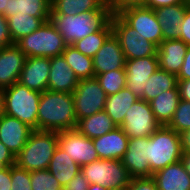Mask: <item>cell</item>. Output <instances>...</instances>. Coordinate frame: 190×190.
I'll return each instance as SVG.
<instances>
[{
    "label": "cell",
    "instance_id": "cell-1",
    "mask_svg": "<svg viewBox=\"0 0 190 190\" xmlns=\"http://www.w3.org/2000/svg\"><path fill=\"white\" fill-rule=\"evenodd\" d=\"M77 119L72 93L46 90L41 93L37 112V130L76 129Z\"/></svg>",
    "mask_w": 190,
    "mask_h": 190
},
{
    "label": "cell",
    "instance_id": "cell-2",
    "mask_svg": "<svg viewBox=\"0 0 190 190\" xmlns=\"http://www.w3.org/2000/svg\"><path fill=\"white\" fill-rule=\"evenodd\" d=\"M112 18L107 5L100 10L87 11L76 15H50L49 20L63 36L67 45H72L87 35L103 29Z\"/></svg>",
    "mask_w": 190,
    "mask_h": 190
},
{
    "label": "cell",
    "instance_id": "cell-3",
    "mask_svg": "<svg viewBox=\"0 0 190 190\" xmlns=\"http://www.w3.org/2000/svg\"><path fill=\"white\" fill-rule=\"evenodd\" d=\"M57 146L58 132L33 130L16 156V165L29 172L48 169Z\"/></svg>",
    "mask_w": 190,
    "mask_h": 190
},
{
    "label": "cell",
    "instance_id": "cell-4",
    "mask_svg": "<svg viewBox=\"0 0 190 190\" xmlns=\"http://www.w3.org/2000/svg\"><path fill=\"white\" fill-rule=\"evenodd\" d=\"M179 134L167 126H160L153 135L148 137V162L150 177L182 159Z\"/></svg>",
    "mask_w": 190,
    "mask_h": 190
},
{
    "label": "cell",
    "instance_id": "cell-5",
    "mask_svg": "<svg viewBox=\"0 0 190 190\" xmlns=\"http://www.w3.org/2000/svg\"><path fill=\"white\" fill-rule=\"evenodd\" d=\"M41 93L20 82L4 89V114L17 118L37 130V112Z\"/></svg>",
    "mask_w": 190,
    "mask_h": 190
},
{
    "label": "cell",
    "instance_id": "cell-6",
    "mask_svg": "<svg viewBox=\"0 0 190 190\" xmlns=\"http://www.w3.org/2000/svg\"><path fill=\"white\" fill-rule=\"evenodd\" d=\"M26 57H48L62 55L67 44L51 21L44 22L37 30L15 43Z\"/></svg>",
    "mask_w": 190,
    "mask_h": 190
},
{
    "label": "cell",
    "instance_id": "cell-7",
    "mask_svg": "<svg viewBox=\"0 0 190 190\" xmlns=\"http://www.w3.org/2000/svg\"><path fill=\"white\" fill-rule=\"evenodd\" d=\"M89 184H99L108 189L120 188L129 185L131 177L121 160L98 159L81 166Z\"/></svg>",
    "mask_w": 190,
    "mask_h": 190
},
{
    "label": "cell",
    "instance_id": "cell-8",
    "mask_svg": "<svg viewBox=\"0 0 190 190\" xmlns=\"http://www.w3.org/2000/svg\"><path fill=\"white\" fill-rule=\"evenodd\" d=\"M112 33L119 40L126 60L157 56V46L140 37L139 32L129 26L119 15H112Z\"/></svg>",
    "mask_w": 190,
    "mask_h": 190
},
{
    "label": "cell",
    "instance_id": "cell-9",
    "mask_svg": "<svg viewBox=\"0 0 190 190\" xmlns=\"http://www.w3.org/2000/svg\"><path fill=\"white\" fill-rule=\"evenodd\" d=\"M72 96L77 121L105 108L107 95L96 77L79 79Z\"/></svg>",
    "mask_w": 190,
    "mask_h": 190
},
{
    "label": "cell",
    "instance_id": "cell-10",
    "mask_svg": "<svg viewBox=\"0 0 190 190\" xmlns=\"http://www.w3.org/2000/svg\"><path fill=\"white\" fill-rule=\"evenodd\" d=\"M161 125L155 119L150 103L137 99L125 113L120 125L129 138L150 137Z\"/></svg>",
    "mask_w": 190,
    "mask_h": 190
},
{
    "label": "cell",
    "instance_id": "cell-11",
    "mask_svg": "<svg viewBox=\"0 0 190 190\" xmlns=\"http://www.w3.org/2000/svg\"><path fill=\"white\" fill-rule=\"evenodd\" d=\"M129 26L139 32L140 37L151 41L157 47L163 41L161 25L153 9L131 7L118 14Z\"/></svg>",
    "mask_w": 190,
    "mask_h": 190
},
{
    "label": "cell",
    "instance_id": "cell-12",
    "mask_svg": "<svg viewBox=\"0 0 190 190\" xmlns=\"http://www.w3.org/2000/svg\"><path fill=\"white\" fill-rule=\"evenodd\" d=\"M58 147L80 167L99 159L93 139L79 133L76 129L58 132Z\"/></svg>",
    "mask_w": 190,
    "mask_h": 190
},
{
    "label": "cell",
    "instance_id": "cell-13",
    "mask_svg": "<svg viewBox=\"0 0 190 190\" xmlns=\"http://www.w3.org/2000/svg\"><path fill=\"white\" fill-rule=\"evenodd\" d=\"M126 87L139 99L144 94L147 81L159 68L157 56L126 60Z\"/></svg>",
    "mask_w": 190,
    "mask_h": 190
},
{
    "label": "cell",
    "instance_id": "cell-14",
    "mask_svg": "<svg viewBox=\"0 0 190 190\" xmlns=\"http://www.w3.org/2000/svg\"><path fill=\"white\" fill-rule=\"evenodd\" d=\"M121 161L131 178L150 177L148 137L129 138L127 151Z\"/></svg>",
    "mask_w": 190,
    "mask_h": 190
},
{
    "label": "cell",
    "instance_id": "cell-15",
    "mask_svg": "<svg viewBox=\"0 0 190 190\" xmlns=\"http://www.w3.org/2000/svg\"><path fill=\"white\" fill-rule=\"evenodd\" d=\"M32 131V128L17 118L6 114L0 116V141L15 157L26 145Z\"/></svg>",
    "mask_w": 190,
    "mask_h": 190
},
{
    "label": "cell",
    "instance_id": "cell-16",
    "mask_svg": "<svg viewBox=\"0 0 190 190\" xmlns=\"http://www.w3.org/2000/svg\"><path fill=\"white\" fill-rule=\"evenodd\" d=\"M95 76L115 69H125L126 58L119 40L112 33L92 57Z\"/></svg>",
    "mask_w": 190,
    "mask_h": 190
},
{
    "label": "cell",
    "instance_id": "cell-17",
    "mask_svg": "<svg viewBox=\"0 0 190 190\" xmlns=\"http://www.w3.org/2000/svg\"><path fill=\"white\" fill-rule=\"evenodd\" d=\"M50 73V58L27 57L19 81L30 90L40 93L47 90Z\"/></svg>",
    "mask_w": 190,
    "mask_h": 190
},
{
    "label": "cell",
    "instance_id": "cell-18",
    "mask_svg": "<svg viewBox=\"0 0 190 190\" xmlns=\"http://www.w3.org/2000/svg\"><path fill=\"white\" fill-rule=\"evenodd\" d=\"M26 55L14 43L0 50V88H7L19 81Z\"/></svg>",
    "mask_w": 190,
    "mask_h": 190
},
{
    "label": "cell",
    "instance_id": "cell-19",
    "mask_svg": "<svg viewBox=\"0 0 190 190\" xmlns=\"http://www.w3.org/2000/svg\"><path fill=\"white\" fill-rule=\"evenodd\" d=\"M79 79L67 64L63 55L50 58V73L47 90L73 93Z\"/></svg>",
    "mask_w": 190,
    "mask_h": 190
},
{
    "label": "cell",
    "instance_id": "cell-20",
    "mask_svg": "<svg viewBox=\"0 0 190 190\" xmlns=\"http://www.w3.org/2000/svg\"><path fill=\"white\" fill-rule=\"evenodd\" d=\"M129 137L120 126L110 132L93 138V144L99 159L121 160L127 151Z\"/></svg>",
    "mask_w": 190,
    "mask_h": 190
},
{
    "label": "cell",
    "instance_id": "cell-21",
    "mask_svg": "<svg viewBox=\"0 0 190 190\" xmlns=\"http://www.w3.org/2000/svg\"><path fill=\"white\" fill-rule=\"evenodd\" d=\"M188 45L180 39L162 41L157 48L159 68L176 76L181 70Z\"/></svg>",
    "mask_w": 190,
    "mask_h": 190
},
{
    "label": "cell",
    "instance_id": "cell-22",
    "mask_svg": "<svg viewBox=\"0 0 190 190\" xmlns=\"http://www.w3.org/2000/svg\"><path fill=\"white\" fill-rule=\"evenodd\" d=\"M152 178L158 190H190V175L181 160L155 172Z\"/></svg>",
    "mask_w": 190,
    "mask_h": 190
},
{
    "label": "cell",
    "instance_id": "cell-23",
    "mask_svg": "<svg viewBox=\"0 0 190 190\" xmlns=\"http://www.w3.org/2000/svg\"><path fill=\"white\" fill-rule=\"evenodd\" d=\"M190 4H177L154 9L161 25L163 41L180 38V24Z\"/></svg>",
    "mask_w": 190,
    "mask_h": 190
},
{
    "label": "cell",
    "instance_id": "cell-24",
    "mask_svg": "<svg viewBox=\"0 0 190 190\" xmlns=\"http://www.w3.org/2000/svg\"><path fill=\"white\" fill-rule=\"evenodd\" d=\"M179 89L176 85L173 89L164 91L149 101L155 119L161 126H167L180 102Z\"/></svg>",
    "mask_w": 190,
    "mask_h": 190
},
{
    "label": "cell",
    "instance_id": "cell-25",
    "mask_svg": "<svg viewBox=\"0 0 190 190\" xmlns=\"http://www.w3.org/2000/svg\"><path fill=\"white\" fill-rule=\"evenodd\" d=\"M48 171L64 187L81 171V167L69 157V154L57 146L51 158Z\"/></svg>",
    "mask_w": 190,
    "mask_h": 190
},
{
    "label": "cell",
    "instance_id": "cell-26",
    "mask_svg": "<svg viewBox=\"0 0 190 190\" xmlns=\"http://www.w3.org/2000/svg\"><path fill=\"white\" fill-rule=\"evenodd\" d=\"M116 127L117 125L112 121V118L105 110H102L78 120L76 130L84 136L93 139L103 136Z\"/></svg>",
    "mask_w": 190,
    "mask_h": 190
},
{
    "label": "cell",
    "instance_id": "cell-27",
    "mask_svg": "<svg viewBox=\"0 0 190 190\" xmlns=\"http://www.w3.org/2000/svg\"><path fill=\"white\" fill-rule=\"evenodd\" d=\"M137 99L139 98L125 87L119 92L107 96L104 110L112 118V121L120 126L125 119V113Z\"/></svg>",
    "mask_w": 190,
    "mask_h": 190
},
{
    "label": "cell",
    "instance_id": "cell-28",
    "mask_svg": "<svg viewBox=\"0 0 190 190\" xmlns=\"http://www.w3.org/2000/svg\"><path fill=\"white\" fill-rule=\"evenodd\" d=\"M51 0H8L4 16L28 14L38 18H50Z\"/></svg>",
    "mask_w": 190,
    "mask_h": 190
},
{
    "label": "cell",
    "instance_id": "cell-29",
    "mask_svg": "<svg viewBox=\"0 0 190 190\" xmlns=\"http://www.w3.org/2000/svg\"><path fill=\"white\" fill-rule=\"evenodd\" d=\"M105 5L104 0H51L50 15H76L100 10Z\"/></svg>",
    "mask_w": 190,
    "mask_h": 190
},
{
    "label": "cell",
    "instance_id": "cell-30",
    "mask_svg": "<svg viewBox=\"0 0 190 190\" xmlns=\"http://www.w3.org/2000/svg\"><path fill=\"white\" fill-rule=\"evenodd\" d=\"M49 18H38L28 14H13L7 23L13 43L37 30Z\"/></svg>",
    "mask_w": 190,
    "mask_h": 190
},
{
    "label": "cell",
    "instance_id": "cell-31",
    "mask_svg": "<svg viewBox=\"0 0 190 190\" xmlns=\"http://www.w3.org/2000/svg\"><path fill=\"white\" fill-rule=\"evenodd\" d=\"M62 55L78 79L95 77L92 57L82 54L73 45H67Z\"/></svg>",
    "mask_w": 190,
    "mask_h": 190
},
{
    "label": "cell",
    "instance_id": "cell-32",
    "mask_svg": "<svg viewBox=\"0 0 190 190\" xmlns=\"http://www.w3.org/2000/svg\"><path fill=\"white\" fill-rule=\"evenodd\" d=\"M177 85V76L158 68L149 78L141 99L149 102L164 91Z\"/></svg>",
    "mask_w": 190,
    "mask_h": 190
},
{
    "label": "cell",
    "instance_id": "cell-33",
    "mask_svg": "<svg viewBox=\"0 0 190 190\" xmlns=\"http://www.w3.org/2000/svg\"><path fill=\"white\" fill-rule=\"evenodd\" d=\"M112 34L111 21L103 28L95 31L72 45L82 54L93 57Z\"/></svg>",
    "mask_w": 190,
    "mask_h": 190
},
{
    "label": "cell",
    "instance_id": "cell-34",
    "mask_svg": "<svg viewBox=\"0 0 190 190\" xmlns=\"http://www.w3.org/2000/svg\"><path fill=\"white\" fill-rule=\"evenodd\" d=\"M106 95H112L126 87L125 69H115L95 76Z\"/></svg>",
    "mask_w": 190,
    "mask_h": 190
},
{
    "label": "cell",
    "instance_id": "cell-35",
    "mask_svg": "<svg viewBox=\"0 0 190 190\" xmlns=\"http://www.w3.org/2000/svg\"><path fill=\"white\" fill-rule=\"evenodd\" d=\"M30 179L32 190H63L62 185L48 169L31 171Z\"/></svg>",
    "mask_w": 190,
    "mask_h": 190
},
{
    "label": "cell",
    "instance_id": "cell-36",
    "mask_svg": "<svg viewBox=\"0 0 190 190\" xmlns=\"http://www.w3.org/2000/svg\"><path fill=\"white\" fill-rule=\"evenodd\" d=\"M178 134L190 129V102L180 100L172 119L167 125Z\"/></svg>",
    "mask_w": 190,
    "mask_h": 190
},
{
    "label": "cell",
    "instance_id": "cell-37",
    "mask_svg": "<svg viewBox=\"0 0 190 190\" xmlns=\"http://www.w3.org/2000/svg\"><path fill=\"white\" fill-rule=\"evenodd\" d=\"M30 172L19 168L16 164L11 166V190H32Z\"/></svg>",
    "mask_w": 190,
    "mask_h": 190
},
{
    "label": "cell",
    "instance_id": "cell-38",
    "mask_svg": "<svg viewBox=\"0 0 190 190\" xmlns=\"http://www.w3.org/2000/svg\"><path fill=\"white\" fill-rule=\"evenodd\" d=\"M147 0H107L112 15H118L123 10L131 7H146Z\"/></svg>",
    "mask_w": 190,
    "mask_h": 190
},
{
    "label": "cell",
    "instance_id": "cell-39",
    "mask_svg": "<svg viewBox=\"0 0 190 190\" xmlns=\"http://www.w3.org/2000/svg\"><path fill=\"white\" fill-rule=\"evenodd\" d=\"M129 190H158L152 177L131 178Z\"/></svg>",
    "mask_w": 190,
    "mask_h": 190
},
{
    "label": "cell",
    "instance_id": "cell-40",
    "mask_svg": "<svg viewBox=\"0 0 190 190\" xmlns=\"http://www.w3.org/2000/svg\"><path fill=\"white\" fill-rule=\"evenodd\" d=\"M12 44L14 43L10 35L7 18L4 15H0V50Z\"/></svg>",
    "mask_w": 190,
    "mask_h": 190
},
{
    "label": "cell",
    "instance_id": "cell-41",
    "mask_svg": "<svg viewBox=\"0 0 190 190\" xmlns=\"http://www.w3.org/2000/svg\"><path fill=\"white\" fill-rule=\"evenodd\" d=\"M89 182L81 171L73 177L64 187L63 190H87Z\"/></svg>",
    "mask_w": 190,
    "mask_h": 190
},
{
    "label": "cell",
    "instance_id": "cell-42",
    "mask_svg": "<svg viewBox=\"0 0 190 190\" xmlns=\"http://www.w3.org/2000/svg\"><path fill=\"white\" fill-rule=\"evenodd\" d=\"M180 40L190 46V6L186 9L184 18L180 24Z\"/></svg>",
    "mask_w": 190,
    "mask_h": 190
},
{
    "label": "cell",
    "instance_id": "cell-43",
    "mask_svg": "<svg viewBox=\"0 0 190 190\" xmlns=\"http://www.w3.org/2000/svg\"><path fill=\"white\" fill-rule=\"evenodd\" d=\"M16 164V157L0 141V167H11Z\"/></svg>",
    "mask_w": 190,
    "mask_h": 190
},
{
    "label": "cell",
    "instance_id": "cell-44",
    "mask_svg": "<svg viewBox=\"0 0 190 190\" xmlns=\"http://www.w3.org/2000/svg\"><path fill=\"white\" fill-rule=\"evenodd\" d=\"M177 4H190L186 0H147L146 7L150 9H157L159 7L177 5Z\"/></svg>",
    "mask_w": 190,
    "mask_h": 190
},
{
    "label": "cell",
    "instance_id": "cell-45",
    "mask_svg": "<svg viewBox=\"0 0 190 190\" xmlns=\"http://www.w3.org/2000/svg\"><path fill=\"white\" fill-rule=\"evenodd\" d=\"M0 190H11V167H0Z\"/></svg>",
    "mask_w": 190,
    "mask_h": 190
},
{
    "label": "cell",
    "instance_id": "cell-46",
    "mask_svg": "<svg viewBox=\"0 0 190 190\" xmlns=\"http://www.w3.org/2000/svg\"><path fill=\"white\" fill-rule=\"evenodd\" d=\"M190 79V46H188L187 53L184 57V62L180 72L177 75V80H189Z\"/></svg>",
    "mask_w": 190,
    "mask_h": 190
},
{
    "label": "cell",
    "instance_id": "cell-47",
    "mask_svg": "<svg viewBox=\"0 0 190 190\" xmlns=\"http://www.w3.org/2000/svg\"><path fill=\"white\" fill-rule=\"evenodd\" d=\"M177 86L179 89L180 99L190 102V79L189 80H177Z\"/></svg>",
    "mask_w": 190,
    "mask_h": 190
},
{
    "label": "cell",
    "instance_id": "cell-48",
    "mask_svg": "<svg viewBox=\"0 0 190 190\" xmlns=\"http://www.w3.org/2000/svg\"><path fill=\"white\" fill-rule=\"evenodd\" d=\"M182 153H190V129L179 134Z\"/></svg>",
    "mask_w": 190,
    "mask_h": 190
},
{
    "label": "cell",
    "instance_id": "cell-49",
    "mask_svg": "<svg viewBox=\"0 0 190 190\" xmlns=\"http://www.w3.org/2000/svg\"><path fill=\"white\" fill-rule=\"evenodd\" d=\"M181 161L184 164L187 173L190 175V153H183Z\"/></svg>",
    "mask_w": 190,
    "mask_h": 190
},
{
    "label": "cell",
    "instance_id": "cell-50",
    "mask_svg": "<svg viewBox=\"0 0 190 190\" xmlns=\"http://www.w3.org/2000/svg\"><path fill=\"white\" fill-rule=\"evenodd\" d=\"M4 114V89L0 88V116Z\"/></svg>",
    "mask_w": 190,
    "mask_h": 190
},
{
    "label": "cell",
    "instance_id": "cell-51",
    "mask_svg": "<svg viewBox=\"0 0 190 190\" xmlns=\"http://www.w3.org/2000/svg\"><path fill=\"white\" fill-rule=\"evenodd\" d=\"M8 0H0V15H4L7 10Z\"/></svg>",
    "mask_w": 190,
    "mask_h": 190
},
{
    "label": "cell",
    "instance_id": "cell-52",
    "mask_svg": "<svg viewBox=\"0 0 190 190\" xmlns=\"http://www.w3.org/2000/svg\"><path fill=\"white\" fill-rule=\"evenodd\" d=\"M87 190H109V189L99 184H89Z\"/></svg>",
    "mask_w": 190,
    "mask_h": 190
},
{
    "label": "cell",
    "instance_id": "cell-53",
    "mask_svg": "<svg viewBox=\"0 0 190 190\" xmlns=\"http://www.w3.org/2000/svg\"><path fill=\"white\" fill-rule=\"evenodd\" d=\"M109 190H129V186H123V187H120V188H113V189H109Z\"/></svg>",
    "mask_w": 190,
    "mask_h": 190
}]
</instances>
